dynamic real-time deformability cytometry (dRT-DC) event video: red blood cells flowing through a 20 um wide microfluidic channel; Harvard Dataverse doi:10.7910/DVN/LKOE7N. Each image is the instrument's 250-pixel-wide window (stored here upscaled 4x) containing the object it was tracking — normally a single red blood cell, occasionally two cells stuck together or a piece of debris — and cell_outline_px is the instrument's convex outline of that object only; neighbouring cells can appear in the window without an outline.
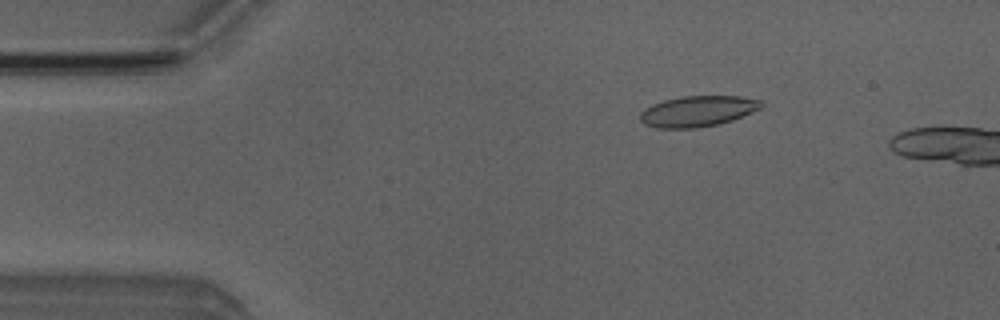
{"species": "Egyptian fruit bat (a non-hibernating species)", "species_latin": "Rousettus aegyptiacus", "temperature_condition": "room temperature", "stored_images_in_passage": 4, "camera_frame_rate_fps": 3000, "um_per_image_px": 0.085, "animal": {"sex": "male"}, "frame": {"image": 1, "passage_image": 2, "time_ms": 2.0, "image_size_px": [1000, 320], "cell_outline_px": [[764, 104], [760, 108], [752, 112], [732, 120], [720, 124], [696, 128], [656, 128], [644, 124], [640, 120], [640, 112], [644, 108], [652, 104], [664, 100], [680, 96], [740, 96], [760, 100]], "centroid_in_image_um": [59.28, 9.45], "position_along_channel_um": 25.7, "area_um2": 21.85}}